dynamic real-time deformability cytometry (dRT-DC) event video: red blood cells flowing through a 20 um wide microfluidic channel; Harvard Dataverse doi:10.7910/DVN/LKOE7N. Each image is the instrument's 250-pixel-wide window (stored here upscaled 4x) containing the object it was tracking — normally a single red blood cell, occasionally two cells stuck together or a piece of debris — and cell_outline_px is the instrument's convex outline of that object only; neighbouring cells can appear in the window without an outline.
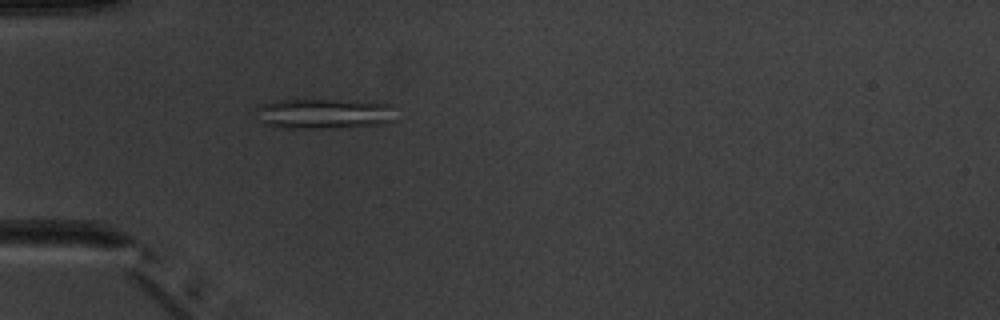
{"species": "common noctule bat (a hibernating species)", "species_latin": "Nyctalus noctula", "temperature_condition": "warm", "stored_images_in_passage": 5, "camera_frame_rate_fps": 3000, "um_per_image_px": 0.085, "animal": {"sex": "male", "body_mass_g": 20.1, "forearm_length_mm": 53.5}, "frame": {"image": 1, "passage_image": 5, "time_ms": 4.667, "image_size_px": [1000, 320], "cell_outline_px": [[396, 120], [384, 124], [348, 128], [276, 128], [264, 124], [260, 120], [256, 108], [264, 104], [276, 100], [336, 100], [392, 104]], "centroid_in_image_um": [27.58, 9.69], "position_along_channel_um": 57.4, "area_um2": 24.85}}